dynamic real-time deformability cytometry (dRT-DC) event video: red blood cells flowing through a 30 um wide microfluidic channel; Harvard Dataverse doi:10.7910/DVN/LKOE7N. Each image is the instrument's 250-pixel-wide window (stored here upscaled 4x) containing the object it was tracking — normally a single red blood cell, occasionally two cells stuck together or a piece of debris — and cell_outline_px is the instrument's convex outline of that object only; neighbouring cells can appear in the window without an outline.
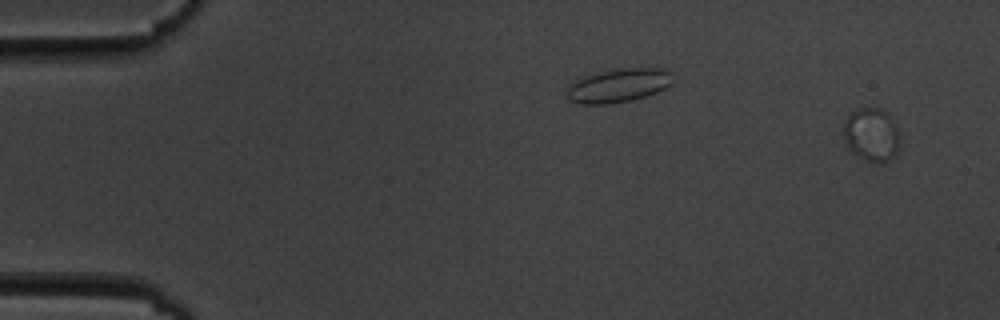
{"species": "common noctule bat (a hibernating species)", "species_latin": "Nyctalus noctula", "temperature_condition": "cold", "stored_images_in_passage": 3, "segment_of_instrument_passage": [2, 2], "camera_frame_rate_fps": 3000, "um_per_image_px": 0.085, "animal": {"sex": "male", "body_mass_g": 19.5, "forearm_length_mm": 54.6}, "frame": {"image": 1, "passage_image": 3, "time_ms": 3.333, "image_size_px": [1000, 320], "cell_outline_px": [[900, 148], [896, 156], [888, 160], [864, 160], [852, 152], [848, 148], [840, 132], [844, 120], [848, 112], [860, 108], [884, 108], [888, 112], [900, 128]], "centroid_in_image_um": [74.08, 11.39], "position_along_channel_um": 10.9, "area_um2": 18.38}}